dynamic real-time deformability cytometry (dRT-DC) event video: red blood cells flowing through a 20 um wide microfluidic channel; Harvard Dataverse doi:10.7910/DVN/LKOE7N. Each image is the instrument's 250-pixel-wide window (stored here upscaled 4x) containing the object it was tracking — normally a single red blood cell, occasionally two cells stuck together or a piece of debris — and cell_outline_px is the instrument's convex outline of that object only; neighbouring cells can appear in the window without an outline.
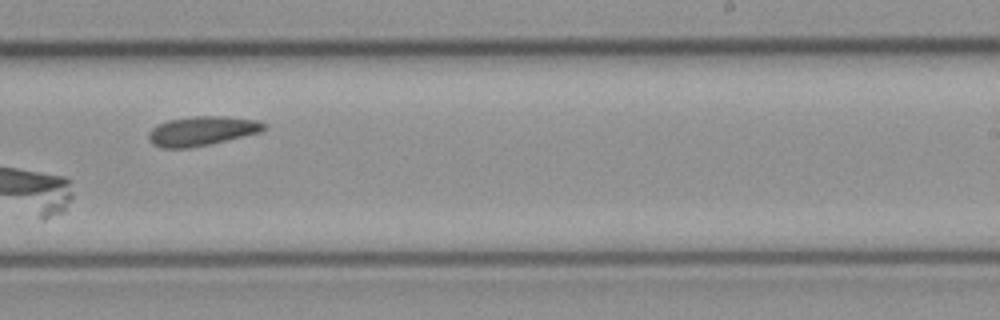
{"species": "common noctule bat (a hibernating species)", "species_latin": "Nyctalus noctula", "temperature_condition": "cold", "stored_images_in_passage": 25, "camera_frame_rate_fps": 3000, "um_per_image_px": 0.085, "animal": {"sex": "female", "body_mass_g": 21.9}, "frame": {"image": 1, "passage_image": 15, "time_ms": 4.667, "image_size_px": [1000, 320], "cell_outline_px": [[268, 128], [260, 132], [212, 144], [188, 148], [160, 148], [152, 144], [148, 140], [148, 132], [156, 124], [168, 120], [196, 116], [224, 116], [256, 120], [268, 124]], "centroid_in_image_um": [17.15, 11.14], "position_along_channel_um": 271.8, "area_um2": 20.0}}